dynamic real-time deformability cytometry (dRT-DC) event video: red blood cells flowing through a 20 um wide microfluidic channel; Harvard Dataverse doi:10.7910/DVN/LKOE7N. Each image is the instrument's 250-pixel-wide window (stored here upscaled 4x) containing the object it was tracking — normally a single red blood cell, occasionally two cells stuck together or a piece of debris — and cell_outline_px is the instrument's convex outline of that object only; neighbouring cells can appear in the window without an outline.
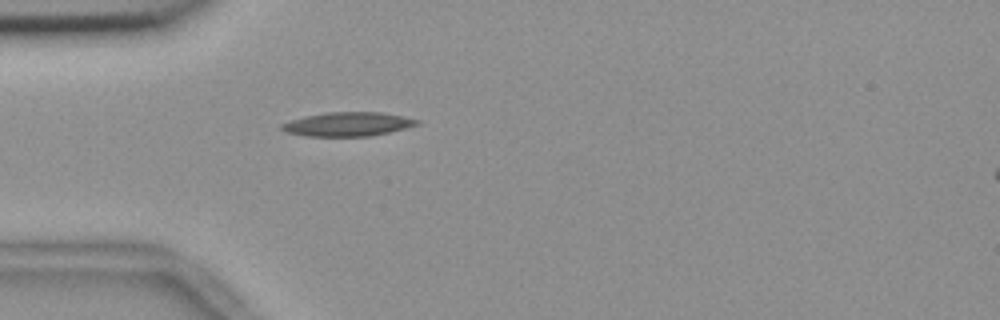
{"species": "common noctule bat (a hibernating species)", "species_latin": "Nyctalus noctula", "temperature_condition": "room temperature", "stored_images_in_passage": 40, "camera_frame_rate_fps": 3000, "um_per_image_px": 0.085, "animal": {"sex": "female", "body_mass_g": 18.4}, "frame": {"image": 1, "passage_image": 1, "time_ms": 0.0, "image_size_px": [1000, 320], "cell_outline_px": [[420, 124], [372, 136], [304, 136], [288, 132], [280, 128], [280, 124], [304, 116], [328, 112], [380, 112], [420, 120]], "centroid_in_image_um": [29.54, 10.55], "position_along_channel_um": 55.5, "area_um2": 18.73}}
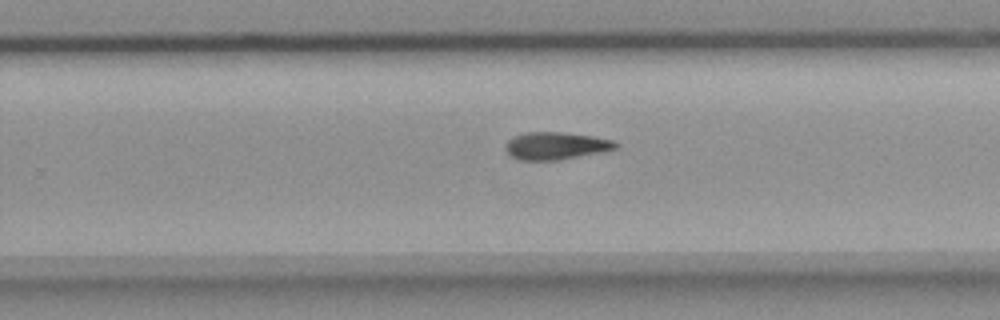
{"frame": {"image": 2, "passage_image": 20, "time_ms": 6.333, "image_size_px": [1000, 320], "cell_outline_px": [[620, 148], [604, 152], [560, 160], [520, 160], [512, 156], [504, 148], [504, 144], [512, 136], [524, 132], [564, 132], [592, 136], [612, 140], [620, 144]], "centroid_in_image_um": [47.28, 12.39], "position_along_channel_um": 282.5, "area_um2": 17.98}}
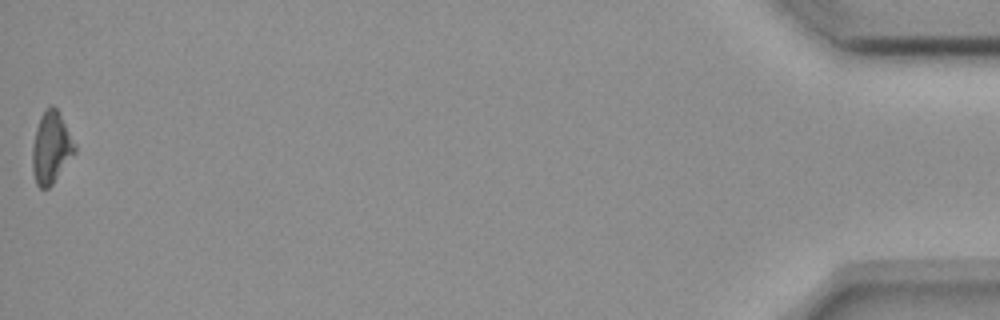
{"frame": {"image": 3, "passage_image": 40, "time_ms": 13.0, "image_size_px": [1000, 320], "cell_outline_px": [[76, 152], [52, 184], [48, 188], [40, 188], [36, 184], [32, 172], [32, 148], [36, 128], [40, 116], [44, 108], [52, 104], [60, 112], [76, 144]], "centroid_in_image_um": [4.35, 12.52], "position_along_channel_um": 430.9, "area_um2": 17.98}}